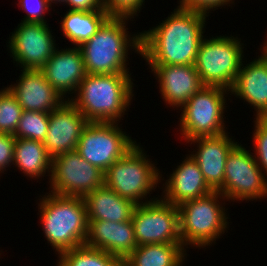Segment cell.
Here are the masks:
<instances>
[{
  "mask_svg": "<svg viewBox=\"0 0 267 266\" xmlns=\"http://www.w3.org/2000/svg\"><path fill=\"white\" fill-rule=\"evenodd\" d=\"M171 13L141 33L140 55L149 65H194L208 15L178 7Z\"/></svg>",
  "mask_w": 267,
  "mask_h": 266,
  "instance_id": "6da1fadb",
  "label": "cell"
},
{
  "mask_svg": "<svg viewBox=\"0 0 267 266\" xmlns=\"http://www.w3.org/2000/svg\"><path fill=\"white\" fill-rule=\"evenodd\" d=\"M116 266H127V264L124 261H120Z\"/></svg>",
  "mask_w": 267,
  "mask_h": 266,
  "instance_id": "8d00e7d4",
  "label": "cell"
},
{
  "mask_svg": "<svg viewBox=\"0 0 267 266\" xmlns=\"http://www.w3.org/2000/svg\"><path fill=\"white\" fill-rule=\"evenodd\" d=\"M40 70L63 98L67 93H76L86 75L81 49L76 46L68 49H56Z\"/></svg>",
  "mask_w": 267,
  "mask_h": 266,
  "instance_id": "d6986e66",
  "label": "cell"
},
{
  "mask_svg": "<svg viewBox=\"0 0 267 266\" xmlns=\"http://www.w3.org/2000/svg\"><path fill=\"white\" fill-rule=\"evenodd\" d=\"M89 121L69 101H64L49 113L44 146L51 157L76 150L83 129Z\"/></svg>",
  "mask_w": 267,
  "mask_h": 266,
  "instance_id": "5bb4252c",
  "label": "cell"
},
{
  "mask_svg": "<svg viewBox=\"0 0 267 266\" xmlns=\"http://www.w3.org/2000/svg\"><path fill=\"white\" fill-rule=\"evenodd\" d=\"M183 244H145L124 260L127 266H182L187 255Z\"/></svg>",
  "mask_w": 267,
  "mask_h": 266,
  "instance_id": "cb8c5ba5",
  "label": "cell"
},
{
  "mask_svg": "<svg viewBox=\"0 0 267 266\" xmlns=\"http://www.w3.org/2000/svg\"><path fill=\"white\" fill-rule=\"evenodd\" d=\"M88 222L86 246L104 250L121 261H124L137 248L134 225L131 220Z\"/></svg>",
  "mask_w": 267,
  "mask_h": 266,
  "instance_id": "ac0fdd59",
  "label": "cell"
},
{
  "mask_svg": "<svg viewBox=\"0 0 267 266\" xmlns=\"http://www.w3.org/2000/svg\"><path fill=\"white\" fill-rule=\"evenodd\" d=\"M48 121L49 113L24 110L13 136L44 142L48 131Z\"/></svg>",
  "mask_w": 267,
  "mask_h": 266,
  "instance_id": "4316f807",
  "label": "cell"
},
{
  "mask_svg": "<svg viewBox=\"0 0 267 266\" xmlns=\"http://www.w3.org/2000/svg\"><path fill=\"white\" fill-rule=\"evenodd\" d=\"M14 145L13 135L0 133V173L13 164Z\"/></svg>",
  "mask_w": 267,
  "mask_h": 266,
  "instance_id": "d6a6232c",
  "label": "cell"
},
{
  "mask_svg": "<svg viewBox=\"0 0 267 266\" xmlns=\"http://www.w3.org/2000/svg\"><path fill=\"white\" fill-rule=\"evenodd\" d=\"M131 221L138 246L182 244L178 206L162 198L136 205Z\"/></svg>",
  "mask_w": 267,
  "mask_h": 266,
  "instance_id": "7c38bea8",
  "label": "cell"
},
{
  "mask_svg": "<svg viewBox=\"0 0 267 266\" xmlns=\"http://www.w3.org/2000/svg\"><path fill=\"white\" fill-rule=\"evenodd\" d=\"M110 17L106 11L69 10L61 21L64 36L76 47L88 41Z\"/></svg>",
  "mask_w": 267,
  "mask_h": 266,
  "instance_id": "d4e9b609",
  "label": "cell"
},
{
  "mask_svg": "<svg viewBox=\"0 0 267 266\" xmlns=\"http://www.w3.org/2000/svg\"><path fill=\"white\" fill-rule=\"evenodd\" d=\"M165 182L163 200L179 206L188 200L204 197L214 190L205 181L199 165L189 155Z\"/></svg>",
  "mask_w": 267,
  "mask_h": 266,
  "instance_id": "ffe728a7",
  "label": "cell"
},
{
  "mask_svg": "<svg viewBox=\"0 0 267 266\" xmlns=\"http://www.w3.org/2000/svg\"><path fill=\"white\" fill-rule=\"evenodd\" d=\"M255 155L236 144L225 162L223 186L218 190L227 200H257L267 197V177Z\"/></svg>",
  "mask_w": 267,
  "mask_h": 266,
  "instance_id": "30bf717a",
  "label": "cell"
},
{
  "mask_svg": "<svg viewBox=\"0 0 267 266\" xmlns=\"http://www.w3.org/2000/svg\"><path fill=\"white\" fill-rule=\"evenodd\" d=\"M57 1H58L59 3H61V2H65V0H47V2H48L50 5H52V3H55V2L58 3Z\"/></svg>",
  "mask_w": 267,
  "mask_h": 266,
  "instance_id": "d590c367",
  "label": "cell"
},
{
  "mask_svg": "<svg viewBox=\"0 0 267 266\" xmlns=\"http://www.w3.org/2000/svg\"><path fill=\"white\" fill-rule=\"evenodd\" d=\"M13 164L30 178L38 179L51 173L52 157L43 142L15 138Z\"/></svg>",
  "mask_w": 267,
  "mask_h": 266,
  "instance_id": "603a6c76",
  "label": "cell"
},
{
  "mask_svg": "<svg viewBox=\"0 0 267 266\" xmlns=\"http://www.w3.org/2000/svg\"><path fill=\"white\" fill-rule=\"evenodd\" d=\"M88 221L125 222L131 220L136 205L105 185L84 197Z\"/></svg>",
  "mask_w": 267,
  "mask_h": 266,
  "instance_id": "7402d4cb",
  "label": "cell"
},
{
  "mask_svg": "<svg viewBox=\"0 0 267 266\" xmlns=\"http://www.w3.org/2000/svg\"><path fill=\"white\" fill-rule=\"evenodd\" d=\"M221 196L222 200H226L219 191H213L204 197L185 201L178 206L183 247L195 245L197 248H203L215 243L216 239L224 234L228 228V217L225 208L218 200Z\"/></svg>",
  "mask_w": 267,
  "mask_h": 266,
  "instance_id": "8992f818",
  "label": "cell"
},
{
  "mask_svg": "<svg viewBox=\"0 0 267 266\" xmlns=\"http://www.w3.org/2000/svg\"><path fill=\"white\" fill-rule=\"evenodd\" d=\"M69 10L77 11H105L102 8V0H65Z\"/></svg>",
  "mask_w": 267,
  "mask_h": 266,
  "instance_id": "836d02e7",
  "label": "cell"
},
{
  "mask_svg": "<svg viewBox=\"0 0 267 266\" xmlns=\"http://www.w3.org/2000/svg\"><path fill=\"white\" fill-rule=\"evenodd\" d=\"M51 193L82 197L104 185V172L82 158L76 150L52 157Z\"/></svg>",
  "mask_w": 267,
  "mask_h": 266,
  "instance_id": "8fae6325",
  "label": "cell"
},
{
  "mask_svg": "<svg viewBox=\"0 0 267 266\" xmlns=\"http://www.w3.org/2000/svg\"><path fill=\"white\" fill-rule=\"evenodd\" d=\"M40 200L42 230L58 255L85 245L89 222L84 198L49 193Z\"/></svg>",
  "mask_w": 267,
  "mask_h": 266,
  "instance_id": "277c9868",
  "label": "cell"
},
{
  "mask_svg": "<svg viewBox=\"0 0 267 266\" xmlns=\"http://www.w3.org/2000/svg\"><path fill=\"white\" fill-rule=\"evenodd\" d=\"M159 83L162 98L173 108L183 105L204 85L194 65H149Z\"/></svg>",
  "mask_w": 267,
  "mask_h": 266,
  "instance_id": "e0dca14e",
  "label": "cell"
},
{
  "mask_svg": "<svg viewBox=\"0 0 267 266\" xmlns=\"http://www.w3.org/2000/svg\"><path fill=\"white\" fill-rule=\"evenodd\" d=\"M128 73L86 74L70 102L89 122L121 120L133 97V82Z\"/></svg>",
  "mask_w": 267,
  "mask_h": 266,
  "instance_id": "7a4b0ae2",
  "label": "cell"
},
{
  "mask_svg": "<svg viewBox=\"0 0 267 266\" xmlns=\"http://www.w3.org/2000/svg\"><path fill=\"white\" fill-rule=\"evenodd\" d=\"M255 130L253 141L255 148V160L261 170L267 176V119L255 118Z\"/></svg>",
  "mask_w": 267,
  "mask_h": 266,
  "instance_id": "f1b7e54d",
  "label": "cell"
},
{
  "mask_svg": "<svg viewBox=\"0 0 267 266\" xmlns=\"http://www.w3.org/2000/svg\"><path fill=\"white\" fill-rule=\"evenodd\" d=\"M23 108L8 86L0 91V133L14 135Z\"/></svg>",
  "mask_w": 267,
  "mask_h": 266,
  "instance_id": "83f0119b",
  "label": "cell"
},
{
  "mask_svg": "<svg viewBox=\"0 0 267 266\" xmlns=\"http://www.w3.org/2000/svg\"><path fill=\"white\" fill-rule=\"evenodd\" d=\"M19 6L26 11L27 16L22 22L30 23H47L45 20V12L49 11L51 5L47 0H19Z\"/></svg>",
  "mask_w": 267,
  "mask_h": 266,
  "instance_id": "4dcf8cb0",
  "label": "cell"
},
{
  "mask_svg": "<svg viewBox=\"0 0 267 266\" xmlns=\"http://www.w3.org/2000/svg\"><path fill=\"white\" fill-rule=\"evenodd\" d=\"M238 37L202 38L194 67L204 86L231 91L244 57Z\"/></svg>",
  "mask_w": 267,
  "mask_h": 266,
  "instance_id": "52a82bcc",
  "label": "cell"
},
{
  "mask_svg": "<svg viewBox=\"0 0 267 266\" xmlns=\"http://www.w3.org/2000/svg\"><path fill=\"white\" fill-rule=\"evenodd\" d=\"M21 71L17 84H11L8 88L23 110L50 113L65 101L41 70Z\"/></svg>",
  "mask_w": 267,
  "mask_h": 266,
  "instance_id": "9a60e30c",
  "label": "cell"
},
{
  "mask_svg": "<svg viewBox=\"0 0 267 266\" xmlns=\"http://www.w3.org/2000/svg\"><path fill=\"white\" fill-rule=\"evenodd\" d=\"M117 123L89 122L76 147L82 158L103 172L137 144Z\"/></svg>",
  "mask_w": 267,
  "mask_h": 266,
  "instance_id": "9c48e42d",
  "label": "cell"
},
{
  "mask_svg": "<svg viewBox=\"0 0 267 266\" xmlns=\"http://www.w3.org/2000/svg\"><path fill=\"white\" fill-rule=\"evenodd\" d=\"M264 43L265 44L263 45L261 56L267 59V41H265Z\"/></svg>",
  "mask_w": 267,
  "mask_h": 266,
  "instance_id": "e575fe53",
  "label": "cell"
},
{
  "mask_svg": "<svg viewBox=\"0 0 267 266\" xmlns=\"http://www.w3.org/2000/svg\"><path fill=\"white\" fill-rule=\"evenodd\" d=\"M230 92L251 104L256 111V118H265L267 116V59L260 56L246 66L242 63Z\"/></svg>",
  "mask_w": 267,
  "mask_h": 266,
  "instance_id": "44dd1931",
  "label": "cell"
},
{
  "mask_svg": "<svg viewBox=\"0 0 267 266\" xmlns=\"http://www.w3.org/2000/svg\"><path fill=\"white\" fill-rule=\"evenodd\" d=\"M145 0H102V8L115 17H128L130 20L143 6Z\"/></svg>",
  "mask_w": 267,
  "mask_h": 266,
  "instance_id": "f546056e",
  "label": "cell"
},
{
  "mask_svg": "<svg viewBox=\"0 0 267 266\" xmlns=\"http://www.w3.org/2000/svg\"><path fill=\"white\" fill-rule=\"evenodd\" d=\"M154 164L136 144L104 172V185L137 205L155 201L158 197L142 201L161 182L160 171Z\"/></svg>",
  "mask_w": 267,
  "mask_h": 266,
  "instance_id": "5b68a950",
  "label": "cell"
},
{
  "mask_svg": "<svg viewBox=\"0 0 267 266\" xmlns=\"http://www.w3.org/2000/svg\"><path fill=\"white\" fill-rule=\"evenodd\" d=\"M128 17L110 16L99 30L80 45L86 74L129 73L128 50L141 54V33L130 37ZM133 46V47H132Z\"/></svg>",
  "mask_w": 267,
  "mask_h": 266,
  "instance_id": "3957f363",
  "label": "cell"
},
{
  "mask_svg": "<svg viewBox=\"0 0 267 266\" xmlns=\"http://www.w3.org/2000/svg\"><path fill=\"white\" fill-rule=\"evenodd\" d=\"M51 32L46 23L18 24L8 43L13 60L23 69L40 70L57 49Z\"/></svg>",
  "mask_w": 267,
  "mask_h": 266,
  "instance_id": "4fadbf2b",
  "label": "cell"
},
{
  "mask_svg": "<svg viewBox=\"0 0 267 266\" xmlns=\"http://www.w3.org/2000/svg\"><path fill=\"white\" fill-rule=\"evenodd\" d=\"M227 92L220 87L203 86L183 105L180 133L185 141L226 132L223 114Z\"/></svg>",
  "mask_w": 267,
  "mask_h": 266,
  "instance_id": "ba28073f",
  "label": "cell"
},
{
  "mask_svg": "<svg viewBox=\"0 0 267 266\" xmlns=\"http://www.w3.org/2000/svg\"><path fill=\"white\" fill-rule=\"evenodd\" d=\"M227 133L196 137L188 141V143L191 141V144L198 143V151L190 155L199 165L205 181L214 191H218L223 186L226 158L238 143L234 142Z\"/></svg>",
  "mask_w": 267,
  "mask_h": 266,
  "instance_id": "2e32d148",
  "label": "cell"
},
{
  "mask_svg": "<svg viewBox=\"0 0 267 266\" xmlns=\"http://www.w3.org/2000/svg\"><path fill=\"white\" fill-rule=\"evenodd\" d=\"M57 266H116L121 260L104 250L82 245L58 256Z\"/></svg>",
  "mask_w": 267,
  "mask_h": 266,
  "instance_id": "484cf974",
  "label": "cell"
},
{
  "mask_svg": "<svg viewBox=\"0 0 267 266\" xmlns=\"http://www.w3.org/2000/svg\"><path fill=\"white\" fill-rule=\"evenodd\" d=\"M233 0H180L178 8L191 9L208 14L212 9L233 3ZM216 8V9H215Z\"/></svg>",
  "mask_w": 267,
  "mask_h": 266,
  "instance_id": "1f68e13d",
  "label": "cell"
}]
</instances>
